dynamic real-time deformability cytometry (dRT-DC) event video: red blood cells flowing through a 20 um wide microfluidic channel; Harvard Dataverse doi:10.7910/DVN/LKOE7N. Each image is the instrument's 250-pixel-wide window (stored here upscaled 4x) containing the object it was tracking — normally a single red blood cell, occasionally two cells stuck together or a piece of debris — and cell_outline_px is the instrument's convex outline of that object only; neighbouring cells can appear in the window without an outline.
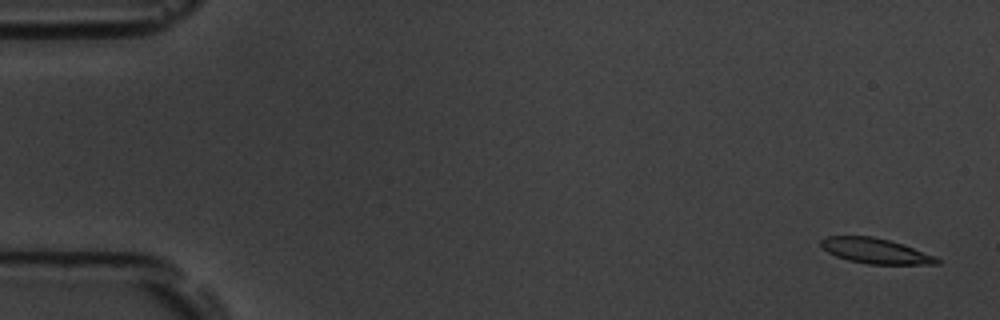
{"species": "common noctule bat (a hibernating species)", "species_latin": "Nyctalus noctula", "temperature_condition": "room temperature", "stored_images_in_passage": 4, "camera_frame_rate_fps": 3000, "um_per_image_px": 0.085, "animal": {"sex": "male", "body_mass_g": 19.5, "forearm_length_mm": 54.6}, "frame": {"image": 1, "passage_image": 1, "time_ms": 0.0, "image_size_px": [1000, 320], "cell_outline_px": [[940, 264], [868, 264], [848, 260], [836, 256], [828, 252], [820, 244], [820, 240], [828, 236], [872, 236], [904, 244], [936, 256], [940, 260]], "centroid_in_image_um": [74.44, 21.33], "position_along_channel_um": 10.6, "area_um2": 17.05}}